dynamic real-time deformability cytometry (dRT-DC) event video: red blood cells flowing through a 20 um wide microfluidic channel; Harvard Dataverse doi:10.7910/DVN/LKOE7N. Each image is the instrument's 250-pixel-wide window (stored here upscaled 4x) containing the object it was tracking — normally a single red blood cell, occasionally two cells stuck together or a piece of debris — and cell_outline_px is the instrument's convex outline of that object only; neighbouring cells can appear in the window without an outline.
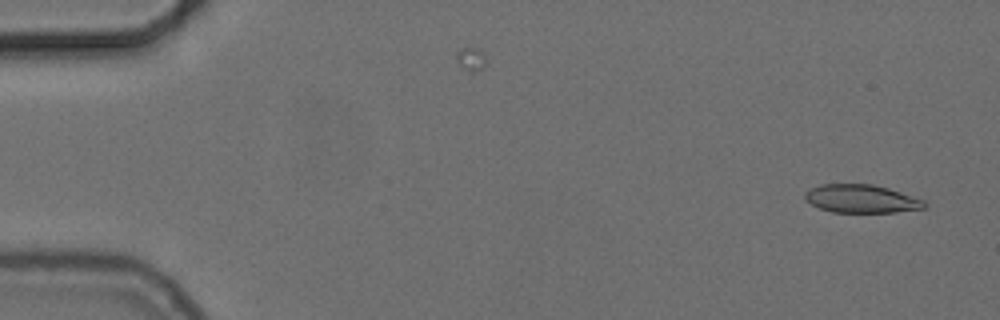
{"species": "common noctule bat (a hibernating species)", "species_latin": "Nyctalus noctula", "temperature_condition": "cold", "stored_images_in_passage": 10, "camera_frame_rate_fps": 3000, "um_per_image_px": 0.085, "animal": {"sex": "female", "body_mass_g": 24.6, "forearm_length_mm": 56.2}, "frame": {"image": 1, "passage_image": 2, "time_ms": 0.333, "image_size_px": [1000, 320], "cell_outline_px": [[928, 204], [924, 208], [896, 212], [832, 212], [820, 208], [804, 200], [804, 192], [820, 184], [872, 184], [888, 188], [924, 200]], "centroid_in_image_um": [73.2, 16.89], "position_along_channel_um": 11.8, "area_um2": 19.59}}